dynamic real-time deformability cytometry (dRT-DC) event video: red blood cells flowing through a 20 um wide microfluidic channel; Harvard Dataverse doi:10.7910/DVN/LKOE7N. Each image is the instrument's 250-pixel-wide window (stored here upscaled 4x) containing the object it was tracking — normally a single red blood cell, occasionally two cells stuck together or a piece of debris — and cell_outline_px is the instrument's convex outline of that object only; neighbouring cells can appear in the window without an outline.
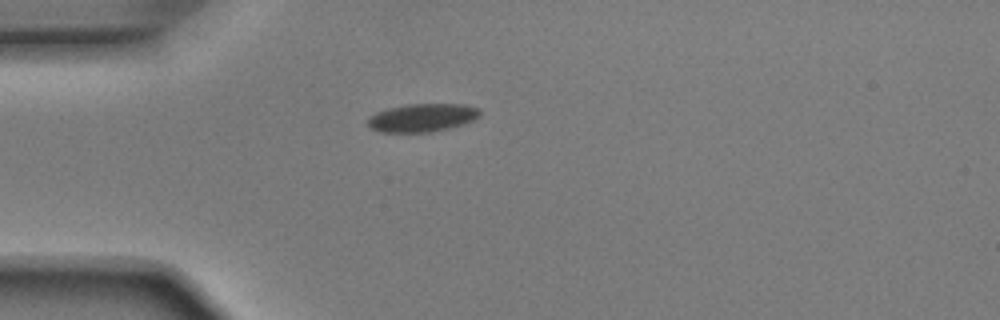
{"species": "Egyptian fruit bat (a non-hibernating species)", "species_latin": "Rousettus aegyptiacus", "temperature_condition": "room temperature", "stored_images_in_passage": 2, "camera_frame_rate_fps": 3000, "um_per_image_px": 0.085, "animal": {"sex": "male"}, "frame": {"image": 1, "passage_image": 1, "time_ms": 0.0, "image_size_px": [1000, 320], "cell_outline_px": [[480, 116], [472, 120], [448, 128], [428, 132], [380, 132], [372, 128], [368, 124], [368, 120], [376, 112], [388, 108], [408, 104], [464, 104], [480, 108]], "centroid_in_image_um": [35.9, 9.99], "position_along_channel_um": 49.1, "area_um2": 18.15}}